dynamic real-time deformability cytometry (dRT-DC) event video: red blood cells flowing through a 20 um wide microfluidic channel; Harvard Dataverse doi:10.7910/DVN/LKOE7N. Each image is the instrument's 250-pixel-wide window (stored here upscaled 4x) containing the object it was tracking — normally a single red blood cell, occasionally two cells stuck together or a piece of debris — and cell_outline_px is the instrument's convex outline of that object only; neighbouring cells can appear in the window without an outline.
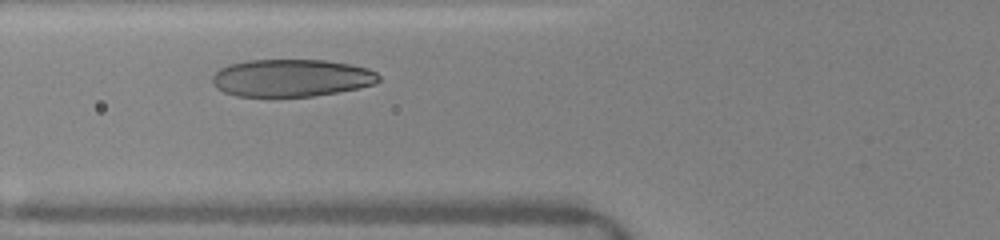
{"species": "human", "species_latin": "Homo sapiens", "temperature_condition": "warm", "stored_images_in_passage": 19, "camera_frame_rate_fps": 3000, "um_per_image_px": 0.085, "donor": {"sex": "female"}, "frame": {"image": 1, "passage_image": 3, "time_ms": 1.667, "image_size_px": [1000, 240], "cell_outline_px": [[380, 80], [376, 84], [336, 92], [312, 96], [236, 96], [224, 92], [216, 88], [212, 84], [212, 76], [220, 68], [228, 64], [248, 60], [324, 60], [352, 64], [368, 68], [376, 72], [380, 76]], "centroid_in_image_um": [24.76, 6.61], "position_along_channel_um": 101.0, "area_um2": 36.41}}
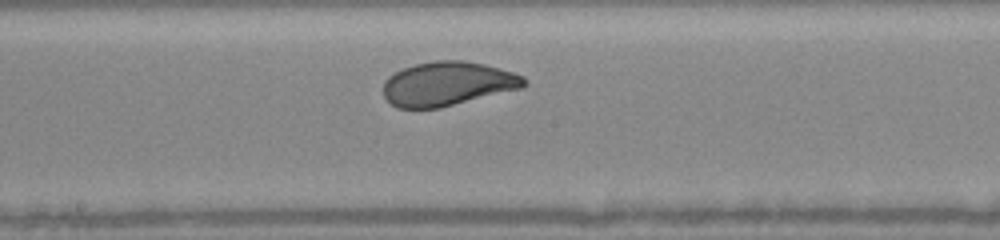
{"frame": {"image": 2, "passage_image": 9, "time_ms": 4.333, "image_size_px": [1000, 240], "cell_outline_px": [[528, 84], [520, 88], [440, 108], [396, 108], [384, 96], [384, 80], [388, 76], [404, 68], [416, 64], [436, 60], [464, 60], [484, 64], [500, 68], [524, 76], [528, 80]], "centroid_in_image_um": [38.05, 7.11], "position_along_channel_um": 210.1, "area_um2": 36.07}}
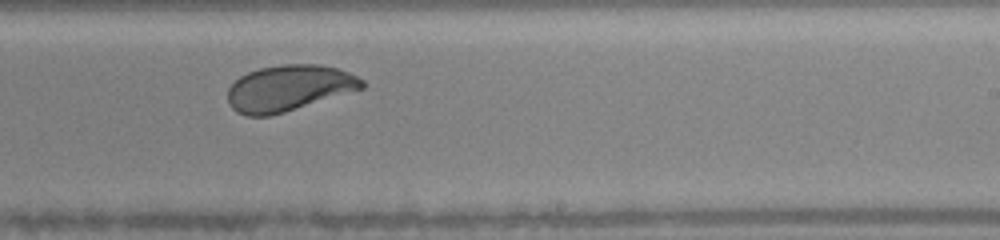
{"frame": {"image": 3, "passage_image": 12, "time_ms": 5.667, "image_size_px": [1000, 240], "cell_outline_px": [[364, 88], [284, 112], [268, 116], [248, 116], [236, 112], [228, 104], [228, 88], [240, 76], [248, 72], [260, 68], [284, 64], [320, 64], [336, 68], [348, 72], [364, 80]], "centroid_in_image_um": [24.53, 7.49], "position_along_channel_um": 264.5, "area_um2": 35.84}, "authors_computed_cell_mechanics": {"area_um2": 36.125, "velocity_mm_per_s": 4.0823, "shape_relaxation_time_tau1_ms": 1.6696, "shape_relaxation_time_tau2_ms": null, "deformation_change_tau1": 0.1168, "deformation_change_tau2": null}}